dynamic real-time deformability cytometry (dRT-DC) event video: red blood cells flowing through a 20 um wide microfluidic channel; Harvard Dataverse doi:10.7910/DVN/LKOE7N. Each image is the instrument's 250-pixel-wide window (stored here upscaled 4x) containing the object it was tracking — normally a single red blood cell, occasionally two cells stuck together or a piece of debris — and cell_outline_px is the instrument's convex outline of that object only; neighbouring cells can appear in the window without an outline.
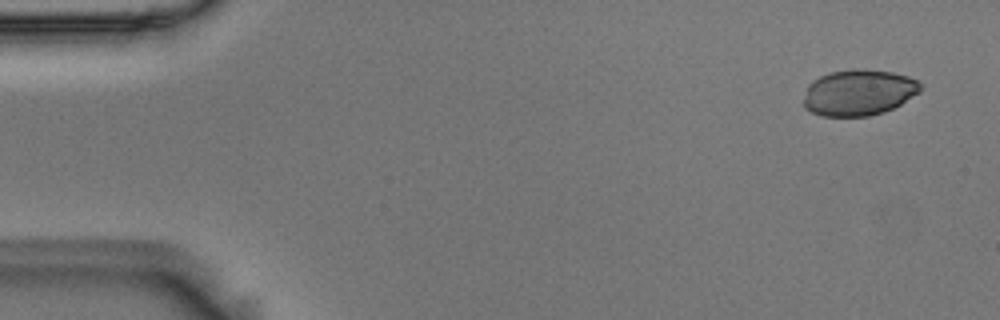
{"species": "Egyptian fruit bat (a non-hibernating species)", "species_latin": "Rousettus aegyptiacus", "temperature_condition": "room temperature", "stored_images_in_passage": 4, "camera_frame_rate_fps": 3000, "um_per_image_px": 0.085, "animal": {"sex": "male"}, "frame": {"image": 1, "passage_image": 1, "time_ms": 0.0, "image_size_px": [1000, 320], "cell_outline_px": [[920, 92], [900, 104], [884, 112], [868, 116], [820, 116], [804, 108], [804, 100], [808, 84], [812, 80], [828, 72], [852, 68], [864, 68], [892, 72], [908, 76], [916, 80], [920, 84]], "centroid_in_image_um": [72.96, 7.85], "position_along_channel_um": 12.0, "area_um2": 31.56}}
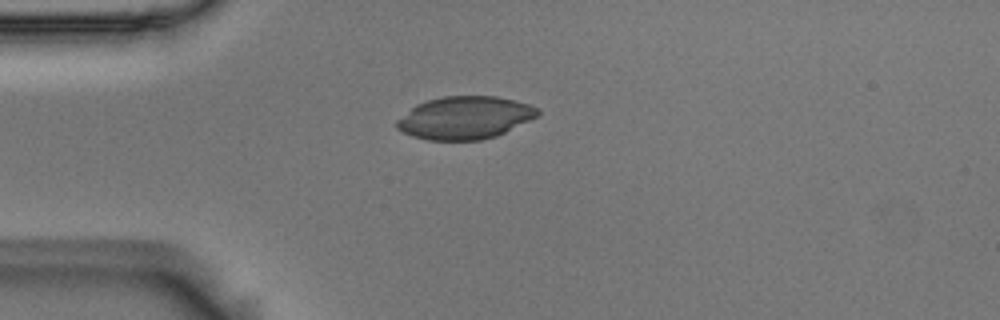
{"frame": {"image": 2, "passage_image": 4, "time_ms": 1.0, "image_size_px": [1000, 320], "cell_outline_px": [[540, 112], [536, 116], [496, 136], [480, 140], [428, 140], [412, 136], [400, 132], [396, 128], [396, 120], [416, 104], [428, 100], [444, 96], [496, 96], [528, 104], [540, 108]], "centroid_in_image_um": [39.46, 10.01], "position_along_channel_um": 45.5, "area_um2": 34.85}}